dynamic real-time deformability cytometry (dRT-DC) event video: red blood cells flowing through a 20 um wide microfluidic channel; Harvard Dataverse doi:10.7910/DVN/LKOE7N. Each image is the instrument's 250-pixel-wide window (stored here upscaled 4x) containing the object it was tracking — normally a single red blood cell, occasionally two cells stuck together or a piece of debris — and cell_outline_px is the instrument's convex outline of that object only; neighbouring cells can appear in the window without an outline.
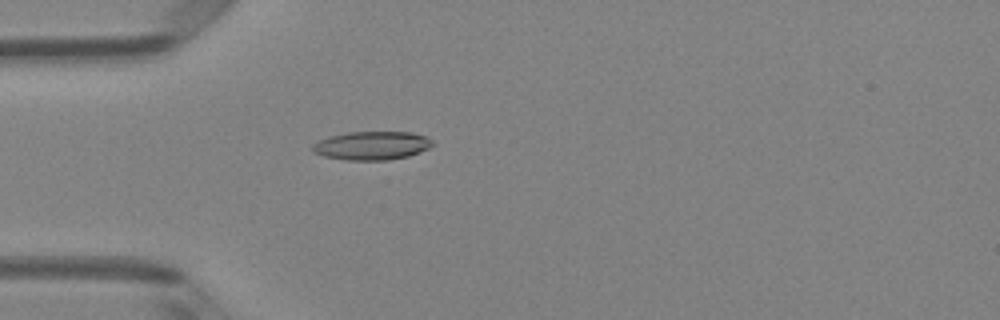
{"species": "Egyptian fruit bat (a non-hibernating species)", "species_latin": "Rousettus aegyptiacus", "temperature_condition": "room temperature", "stored_images_in_passage": 50, "camera_frame_rate_fps": 3000, "um_per_image_px": 0.085, "animal": {"sex": "female"}, "frame": {"image": 1, "passage_image": 15, "time_ms": 4.667, "image_size_px": [1000, 320], "cell_outline_px": [[436, 144], [420, 152], [408, 156], [388, 160], [348, 160], [324, 156], [312, 152], [312, 144], [316, 140], [328, 136], [348, 132], [412, 132], [424, 136], [432, 140]], "centroid_in_image_um": [31.58, 12.37], "position_along_channel_um": 53.4, "area_um2": 20.11}}
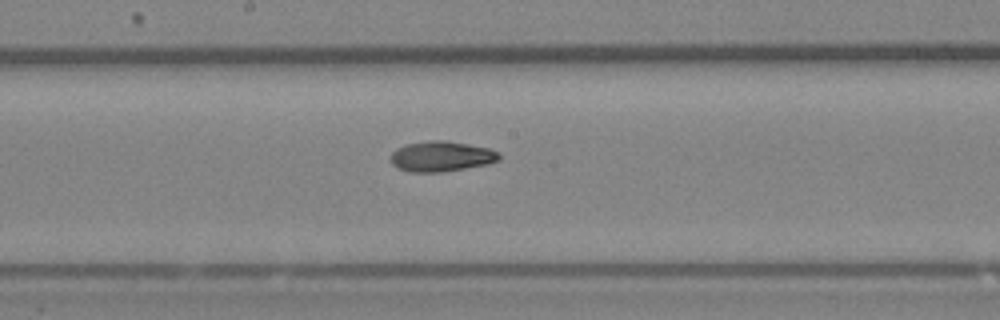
{"frame": {"image": 2, "passage_image": 27, "time_ms": 8.667, "image_size_px": [1000, 320], "cell_outline_px": [[500, 160], [488, 164], [444, 172], [408, 172], [396, 168], [388, 160], [388, 156], [396, 148], [404, 144], [432, 140], [444, 140], [468, 144], [488, 148], [500, 152]], "centroid_in_image_um": [37.46, 13.3], "position_along_channel_um": 210.7, "area_um2": 19.59}}
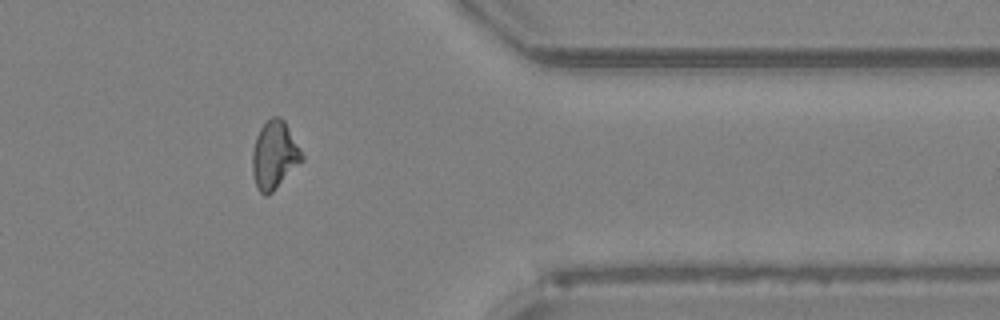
{"frame": {"image": 3, "passage_image": 41, "time_ms": 13.333, "image_size_px": [1000, 320], "cell_outline_px": [[304, 160], [268, 196], [264, 196], [256, 188], [252, 172], [252, 152], [256, 136], [260, 128], [272, 116], [280, 116], [284, 120], [304, 156]], "centroid_in_image_um": [23.31, 13.2], "position_along_channel_um": 388.1, "area_um2": 19.65}, "authors_computed_cell_mechanics": {"area_um2": 19.1607, "velocity_mm_per_s": 4.1404, "shape_relaxation_time_tau1_ms": null, "shape_relaxation_time_tau2_ms": 4.6762, "deformation_change_tau1": null, "deformation_change_tau2": 0.1154}}